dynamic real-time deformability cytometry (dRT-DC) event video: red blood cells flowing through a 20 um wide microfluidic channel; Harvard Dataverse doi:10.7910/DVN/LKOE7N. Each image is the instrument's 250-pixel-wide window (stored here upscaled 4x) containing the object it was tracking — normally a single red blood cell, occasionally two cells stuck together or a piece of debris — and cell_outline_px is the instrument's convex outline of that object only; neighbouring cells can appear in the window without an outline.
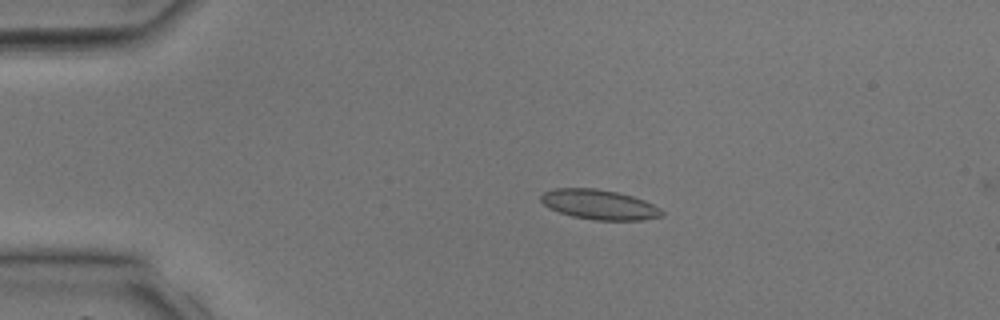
{"species": "common noctule bat (a hibernating species)", "species_latin": "Nyctalus noctula", "temperature_condition": "room temperature", "stored_images_in_passage": 3, "camera_frame_rate_fps": 3000, "um_per_image_px": 0.085, "animal": {"sex": "male", "body_mass_g": 17.9, "forearm_length_mm": 54.2}, "frame": {"image": 1, "passage_image": 1, "time_ms": 0.0, "image_size_px": [1000, 320], "cell_outline_px": [[664, 216], [640, 220], [596, 220], [572, 216], [548, 208], [540, 200], [540, 196], [544, 192], [556, 188], [596, 188], [616, 192], [632, 196], [644, 200], [660, 208], [664, 212]], "centroid_in_image_um": [50.94, 17.39], "position_along_channel_um": 34.1, "area_um2": 20.98}}